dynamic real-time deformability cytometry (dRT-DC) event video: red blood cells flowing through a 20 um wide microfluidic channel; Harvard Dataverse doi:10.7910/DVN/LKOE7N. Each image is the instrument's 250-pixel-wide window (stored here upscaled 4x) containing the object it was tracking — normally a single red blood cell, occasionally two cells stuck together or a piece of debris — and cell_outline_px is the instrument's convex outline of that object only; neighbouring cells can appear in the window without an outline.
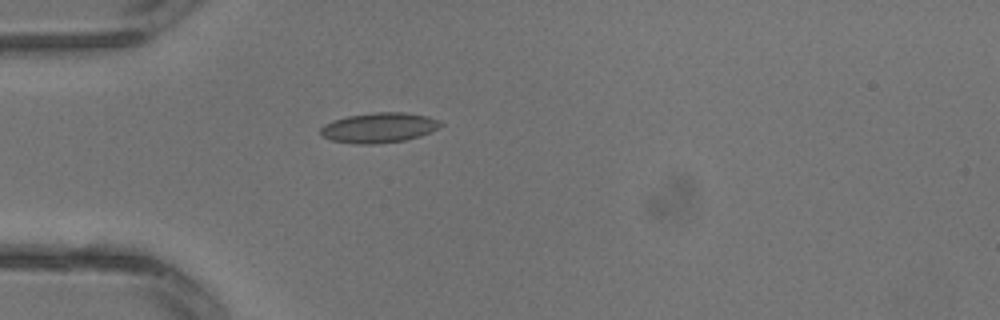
{"species": "common noctule bat (a hibernating species)", "species_latin": "Nyctalus noctula", "temperature_condition": "warm", "stored_images_in_passage": 2, "camera_frame_rate_fps": 3000, "um_per_image_px": 0.085, "animal": {"sex": "male", "body_mass_g": 13.3}, "frame": {"image": 1, "passage_image": 2, "time_ms": 0.333, "image_size_px": [1000, 320], "cell_outline_px": [[444, 124], [440, 128], [420, 136], [404, 140], [372, 144], [360, 144], [332, 140], [320, 136], [320, 128], [324, 124], [332, 120], [348, 116], [376, 112], [404, 112], [428, 116], [440, 120]], "centroid_in_image_um": [32.23, 10.84], "position_along_channel_um": 52.8, "area_um2": 21.1}}